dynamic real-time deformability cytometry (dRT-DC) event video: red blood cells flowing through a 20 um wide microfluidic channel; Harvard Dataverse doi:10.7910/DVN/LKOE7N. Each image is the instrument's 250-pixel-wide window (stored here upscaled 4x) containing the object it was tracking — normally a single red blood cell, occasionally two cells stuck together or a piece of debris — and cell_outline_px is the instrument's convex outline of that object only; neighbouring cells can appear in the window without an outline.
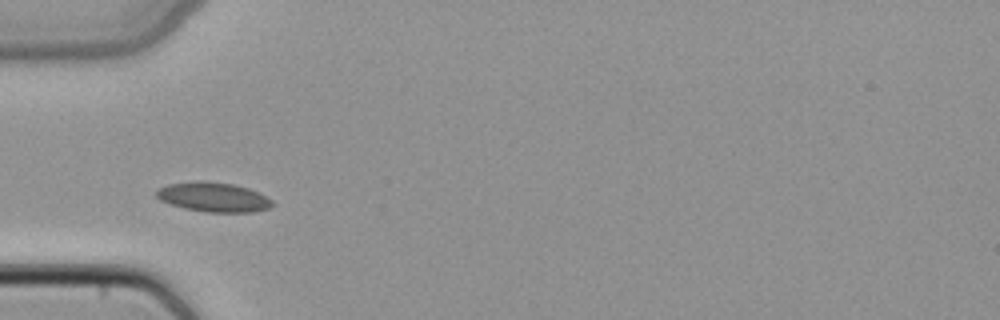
{"species": "common noctule bat (a hibernating species)", "species_latin": "Nyctalus noctula", "temperature_condition": "cold", "stored_images_in_passage": 34, "camera_frame_rate_fps": 3000, "um_per_image_px": 0.085, "animal": {"sex": "female", "body_mass_g": 22.7, "forearm_length_mm": 54.2}, "frame": {"image": 1, "passage_image": 1, "time_ms": 0.0, "image_size_px": [1000, 320], "cell_outline_px": [[276, 204], [268, 208], [252, 212], [204, 212], [184, 208], [160, 200], [156, 196], [156, 188], [168, 184], [196, 180], [200, 180], [232, 184], [248, 188], [260, 192], [272, 200]], "centroid_in_image_um": [18.14, 16.74], "position_along_channel_um": 66.9, "area_um2": 20.11}}
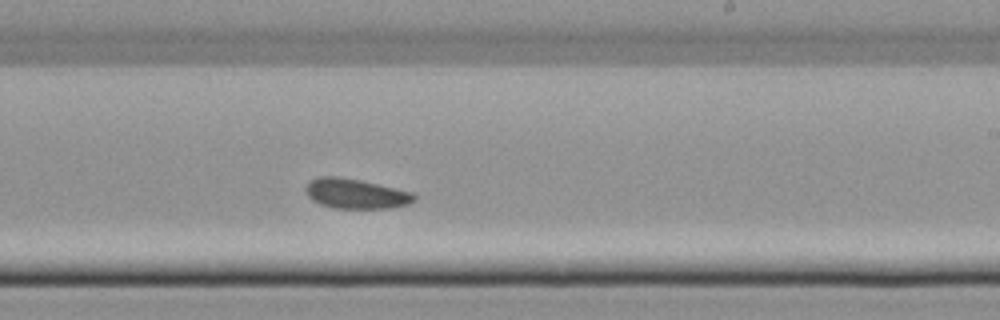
{"frame": {"image": 2, "passage_image": 15, "time_ms": 4.667, "image_size_px": [1000, 320], "cell_outline_px": [[416, 200], [408, 204], [388, 208], [336, 208], [320, 204], [312, 200], [304, 192], [304, 188], [308, 180], [320, 176], [340, 176], [360, 180], [412, 192], [416, 196]], "centroid_in_image_um": [30.18, 16.45], "position_along_channel_um": 258.8, "area_um2": 19.02}}
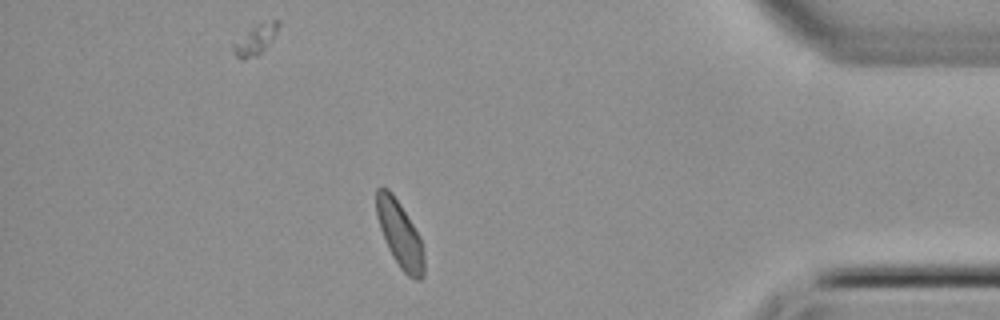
{"frame": {"image": 3, "passage_image": 28, "time_ms": 9.0, "image_size_px": [1000, 320], "cell_outline_px": [[424, 276], [420, 280], [416, 280], [408, 276], [400, 268], [392, 256], [388, 248], [380, 228], [376, 216], [376, 188], [388, 188], [392, 192], [400, 204], [420, 236], [424, 256]], "centroid_in_image_um": [33.98, 19.92], "position_along_channel_um": 401.2, "area_um2": 18.38}}